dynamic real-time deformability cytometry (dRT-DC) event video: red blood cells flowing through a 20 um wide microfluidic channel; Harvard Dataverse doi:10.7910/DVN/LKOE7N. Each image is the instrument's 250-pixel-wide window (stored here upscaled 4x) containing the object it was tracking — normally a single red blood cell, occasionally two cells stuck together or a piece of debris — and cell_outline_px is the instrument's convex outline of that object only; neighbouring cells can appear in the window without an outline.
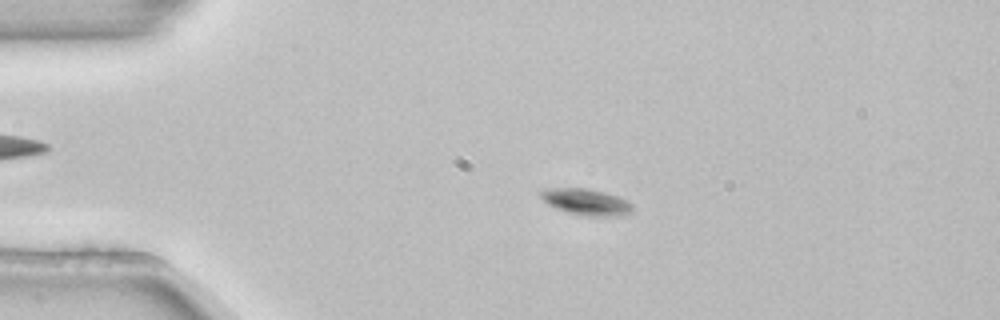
{"species": "common noctule bat (a hibernating species)", "species_latin": "Nyctalus noctula", "temperature_condition": "room temperature", "stored_images_in_passage": 3, "camera_frame_rate_fps": 3000, "um_per_image_px": 0.085, "animal": {"sex": "female", "body_mass_g": 22.7, "forearm_length_mm": 54.2}, "frame": {"image": 1, "passage_image": 2, "time_ms": 0.333, "image_size_px": [1000, 320], "cell_outline_px": [[632, 212], [612, 216], [588, 216], [568, 212], [556, 208], [548, 204], [540, 196], [540, 192], [548, 188], [588, 188], [604, 192], [628, 200], [632, 204]], "centroid_in_image_um": [49.83, 17.15], "position_along_channel_um": 35.2, "area_um2": 13.87}}